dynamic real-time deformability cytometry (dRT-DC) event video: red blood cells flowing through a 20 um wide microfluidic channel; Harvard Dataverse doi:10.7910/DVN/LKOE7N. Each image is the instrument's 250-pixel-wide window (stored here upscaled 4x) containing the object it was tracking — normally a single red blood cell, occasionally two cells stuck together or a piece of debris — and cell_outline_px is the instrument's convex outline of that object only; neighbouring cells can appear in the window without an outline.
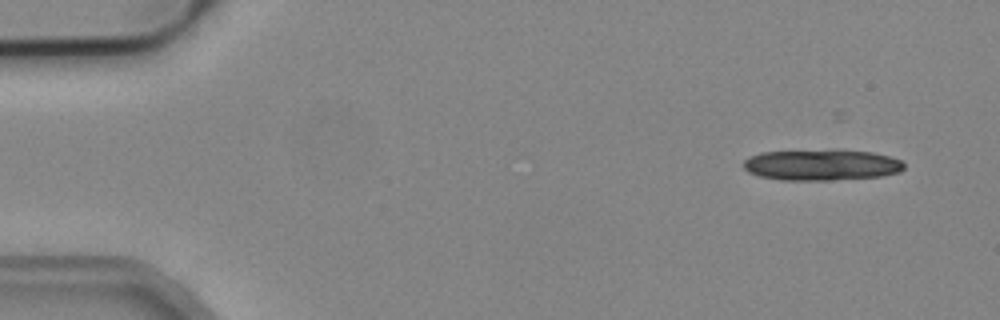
{"species": "common noctule bat (a hibernating species)", "species_latin": "Nyctalus noctula", "temperature_condition": "cold", "stored_images_in_passage": 5, "camera_frame_rate_fps": 3000, "um_per_image_px": 0.085, "animal": {"sex": "male", "body_mass_g": 19.2, "forearm_length_mm": 51.8}, "frame": {"image": 1, "passage_image": 1, "time_ms": 0.0, "image_size_px": [1000, 320], "cell_outline_px": [[904, 168], [900, 172], [880, 176], [832, 180], [780, 180], [760, 176], [748, 172], [744, 168], [744, 160], [748, 156], [760, 152], [836, 148], [872, 152], [888, 156], [900, 160], [904, 164]], "centroid_in_image_um": [69.81, 13.99], "position_along_channel_um": 15.2, "area_um2": 29.65}}